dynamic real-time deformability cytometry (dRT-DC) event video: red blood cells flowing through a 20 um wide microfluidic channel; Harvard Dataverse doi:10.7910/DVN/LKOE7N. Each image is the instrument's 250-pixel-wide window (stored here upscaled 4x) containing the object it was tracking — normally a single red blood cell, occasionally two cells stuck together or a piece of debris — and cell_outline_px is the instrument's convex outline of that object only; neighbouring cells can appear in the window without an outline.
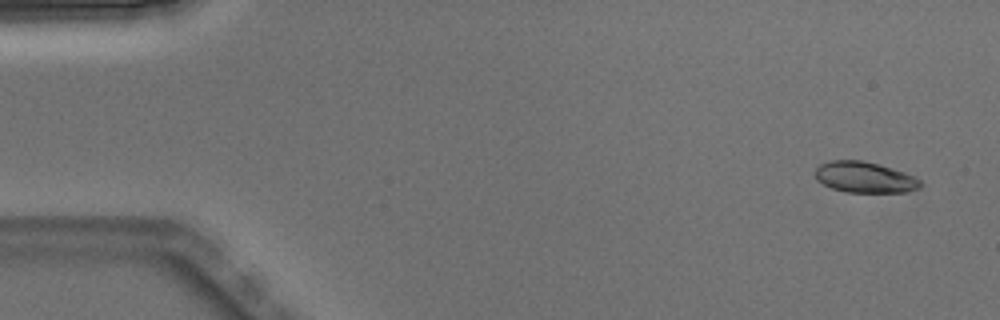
{"species": "Egyptian fruit bat (a non-hibernating species)", "species_latin": "Rousettus aegyptiacus", "temperature_condition": "warm", "stored_images_in_passage": 6, "camera_frame_rate_fps": 3000, "um_per_image_px": 0.085, "animal": {"sex": "male"}, "frame": {"image": 1, "passage_image": 1, "time_ms": 0.0, "image_size_px": [1000, 320], "cell_outline_px": [[924, 184], [908, 192], [844, 192], [832, 188], [816, 180], [816, 168], [820, 164], [828, 160], [864, 160], [912, 176], [920, 180]], "centroid_in_image_um": [73.44, 15.07], "position_along_channel_um": 11.6, "area_um2": 18.67}}